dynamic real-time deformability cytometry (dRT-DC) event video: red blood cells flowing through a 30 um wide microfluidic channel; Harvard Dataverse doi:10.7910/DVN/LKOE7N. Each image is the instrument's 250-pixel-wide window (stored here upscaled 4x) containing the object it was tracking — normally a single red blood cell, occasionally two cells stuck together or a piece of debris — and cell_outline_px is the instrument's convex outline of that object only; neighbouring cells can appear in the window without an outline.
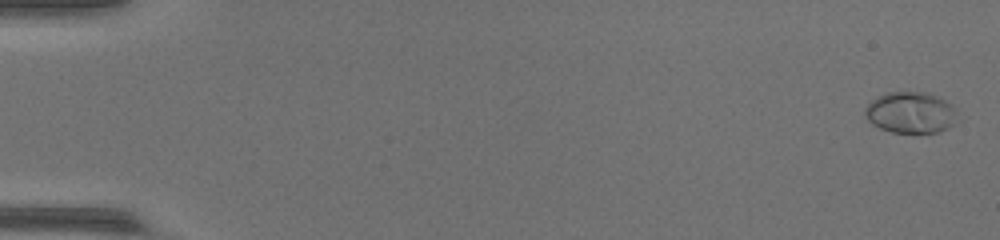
{"species": "common noctule bat (a hibernating species)", "species_latin": "Nyctalus noctula", "temperature_condition": "warm", "stored_images_in_passage": 50, "camera_frame_rate_fps": 3000, "um_per_image_px": 0.085, "animal": {"sex": "female", "body_mass_g": 17.0, "forearm_length_mm": 48.0}, "frame": {"image": 1, "passage_image": 2, "time_ms": 0.333, "image_size_px": [1000, 240], "cell_outline_px": [[956, 124], [940, 132], [892, 132], [880, 128], [872, 124], [864, 116], [864, 108], [876, 96], [884, 92], [928, 92], [952, 104], [956, 108]], "centroid_in_image_um": [77.4, 9.56], "position_along_channel_um": 7.6, "area_um2": 22.48}}
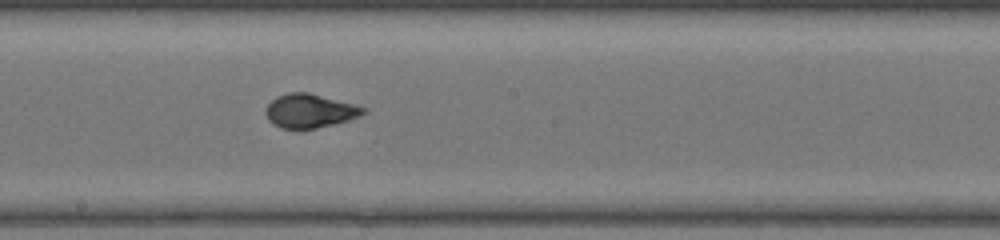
{"frame": {"image": 2, "passage_image": 29, "time_ms": 9.333, "image_size_px": [1000, 240], "cell_outline_px": [[368, 112], [360, 116], [348, 120], [316, 128], [280, 128], [272, 124], [268, 120], [264, 112], [264, 108], [276, 96], [288, 92], [308, 92], [368, 108]], "centroid_in_image_um": [26.31, 9.41], "position_along_channel_um": 221.9, "area_um2": 19.31}}
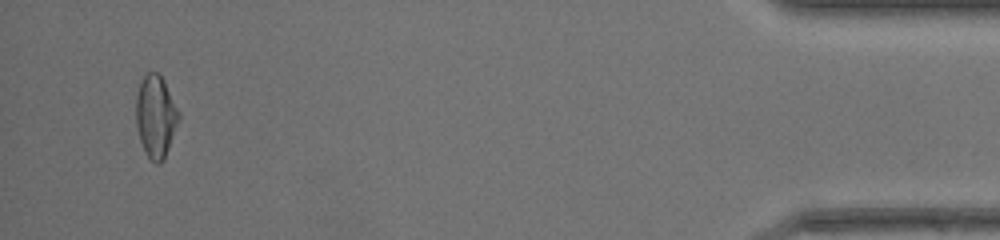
{"frame": {"image": 3, "passage_image": 48, "time_ms": 15.667, "image_size_px": [1000, 240], "cell_outline_px": [[180, 120], [164, 160], [160, 164], [156, 164], [144, 152], [140, 140], [136, 124], [136, 92], [144, 76], [148, 72], [156, 72], [164, 80], [180, 112]], "centroid_in_image_um": [13.25, 9.91], "position_along_channel_um": 421.9, "area_um2": 20.69}, "authors_computed_cell_mechanics": {"area_um2": 19.5942, "velocity_mm_per_s": 4.3615, "shape_relaxation_time_tau1_ms": 4.1836, "shape_relaxation_time_tau2_ms": null, "deformation_change_tau1": 0.2147, "deformation_change_tau2": null}}